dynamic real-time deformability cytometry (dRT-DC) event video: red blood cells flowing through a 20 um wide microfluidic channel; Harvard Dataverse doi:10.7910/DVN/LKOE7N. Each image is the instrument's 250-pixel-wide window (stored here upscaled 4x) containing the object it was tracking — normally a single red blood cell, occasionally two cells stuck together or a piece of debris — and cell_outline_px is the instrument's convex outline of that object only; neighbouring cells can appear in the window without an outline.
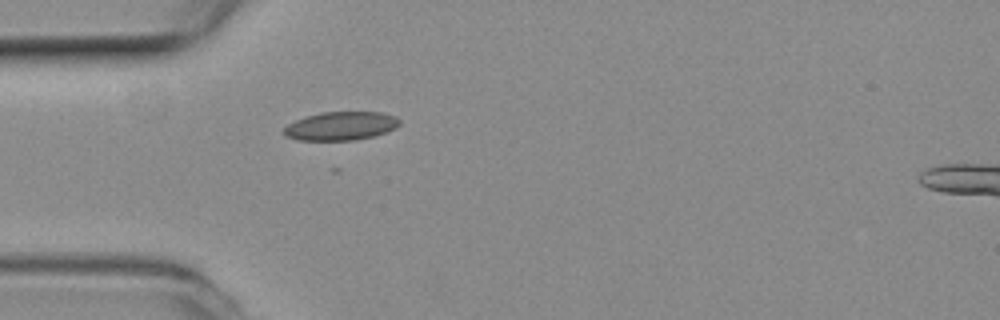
{"species": "common noctule bat (a hibernating species)", "species_latin": "Nyctalus noctula", "temperature_condition": "room temperature", "stored_images_in_passage": 4, "camera_frame_rate_fps": 3000, "um_per_image_px": 0.085, "animal": {"sex": "female", "body_mass_g": 19.3, "forearm_length_mm": 54.1}, "frame": {"image": 1, "passage_image": 4, "time_ms": 1.0, "image_size_px": [1000, 320], "cell_outline_px": [[400, 124], [396, 128], [372, 136], [356, 140], [296, 140], [288, 136], [284, 132], [284, 128], [288, 124], [304, 116], [320, 112], [380, 112], [396, 116], [400, 120]], "centroid_in_image_um": [28.98, 10.7], "position_along_channel_um": 56.0, "area_um2": 19.19}}